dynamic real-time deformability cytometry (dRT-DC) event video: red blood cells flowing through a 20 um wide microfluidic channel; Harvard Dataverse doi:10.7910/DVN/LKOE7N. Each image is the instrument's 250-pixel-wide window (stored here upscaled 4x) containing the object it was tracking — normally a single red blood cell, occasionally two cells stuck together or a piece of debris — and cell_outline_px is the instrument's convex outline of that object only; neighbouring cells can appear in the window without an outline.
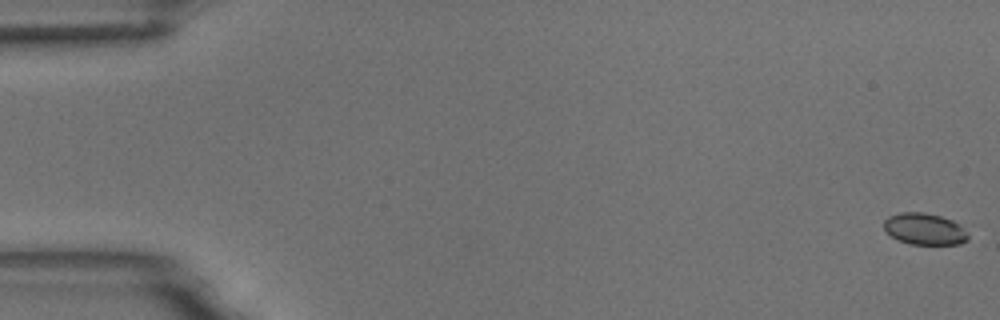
{"species": "common noctule bat (a hibernating species)", "species_latin": "Nyctalus noctula", "temperature_condition": "room temperature", "stored_images_in_passage": 13, "camera_frame_rate_fps": 3000, "um_per_image_px": 0.085, "animal": {"sex": "male", "body_mass_g": 18.8}, "frame": {"image": 1, "passage_image": 1, "time_ms": 0.0, "image_size_px": [1000, 320], "cell_outline_px": [[968, 240], [960, 244], [908, 244], [892, 236], [884, 228], [884, 220], [888, 216], [900, 212], [924, 212], [940, 216], [952, 220], [968, 236]], "centroid_in_image_um": [78.54, 19.46], "position_along_channel_um": 6.5, "area_um2": 15.2}}